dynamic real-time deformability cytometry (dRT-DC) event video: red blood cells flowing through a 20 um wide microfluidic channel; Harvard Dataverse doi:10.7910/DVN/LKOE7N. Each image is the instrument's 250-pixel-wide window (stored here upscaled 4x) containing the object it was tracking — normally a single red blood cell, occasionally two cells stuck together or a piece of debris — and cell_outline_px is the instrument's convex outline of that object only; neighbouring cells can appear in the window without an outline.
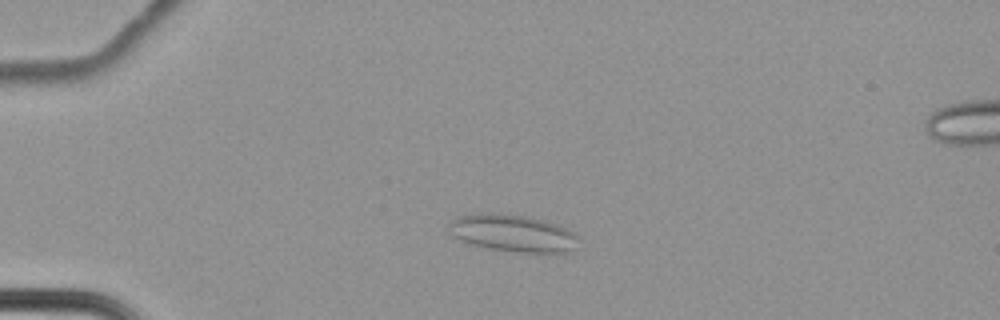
{"species": "common noctule bat (a hibernating species)", "species_latin": "Nyctalus noctula", "temperature_condition": "cold", "stored_images_in_passage": 62, "camera_frame_rate_fps": 3000, "um_per_image_px": 0.085, "animal": {"sex": "female", "body_mass_g": 22.7, "forearm_length_mm": 54.2}, "frame": {"image": 1, "passage_image": 16, "time_ms": 5.0, "image_size_px": [1000, 320], "cell_outline_px": [[580, 236], [572, 252], [516, 252], [484, 248], [460, 240], [452, 236], [448, 232], [448, 224], [456, 216], [472, 212], [496, 212], [524, 216], [544, 220], [568, 228]], "centroid_in_image_um": [43.54, 19.8], "position_along_channel_um": 41.5, "area_um2": 28.73}}
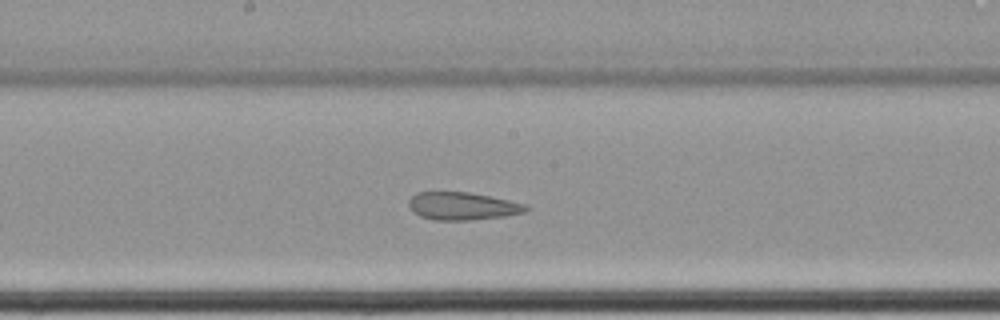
{"frame": {"image": 2, "passage_image": 35, "time_ms": 11.333, "image_size_px": [1000, 320], "cell_outline_px": [[528, 208], [524, 212], [504, 216], [468, 220], [436, 220], [420, 216], [412, 212], [408, 208], [408, 200], [416, 192], [468, 192], [492, 196], [528, 204]], "centroid_in_image_um": [39.28, 17.51], "position_along_channel_um": 208.9, "area_um2": 19.07}}
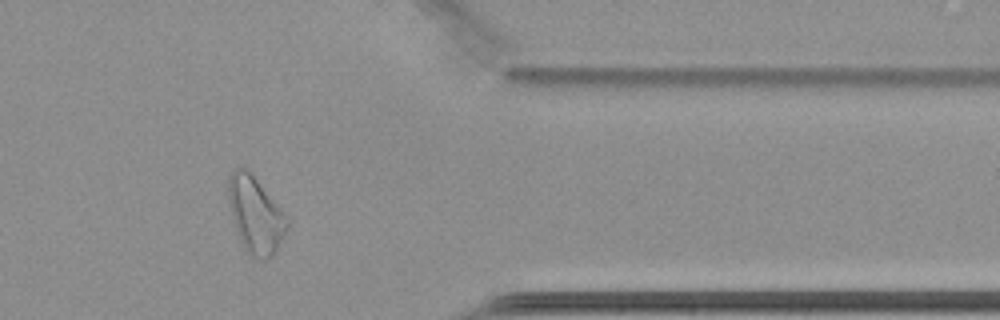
{"frame": {"image": 3, "passage_image": 52, "time_ms": 17.0, "image_size_px": [1000, 320], "cell_outline_px": [[292, 220], [288, 228], [272, 256], [268, 260], [260, 260], [252, 256], [244, 248], [236, 228], [232, 216], [228, 200], [228, 176], [236, 168], [248, 168]], "centroid_in_image_um": [21.75, 18.24], "position_along_channel_um": 389.6, "area_um2": 26.41}, "authors_computed_cell_mechanics": {"area_um2": 25.721, "velocity_mm_per_s": 3.4137, "shape_relaxation_time_tau1_ms": null, "shape_relaxation_time_tau2_ms": 4.0057, "deformation_change_tau1": null, "deformation_change_tau2": 0.1049}}